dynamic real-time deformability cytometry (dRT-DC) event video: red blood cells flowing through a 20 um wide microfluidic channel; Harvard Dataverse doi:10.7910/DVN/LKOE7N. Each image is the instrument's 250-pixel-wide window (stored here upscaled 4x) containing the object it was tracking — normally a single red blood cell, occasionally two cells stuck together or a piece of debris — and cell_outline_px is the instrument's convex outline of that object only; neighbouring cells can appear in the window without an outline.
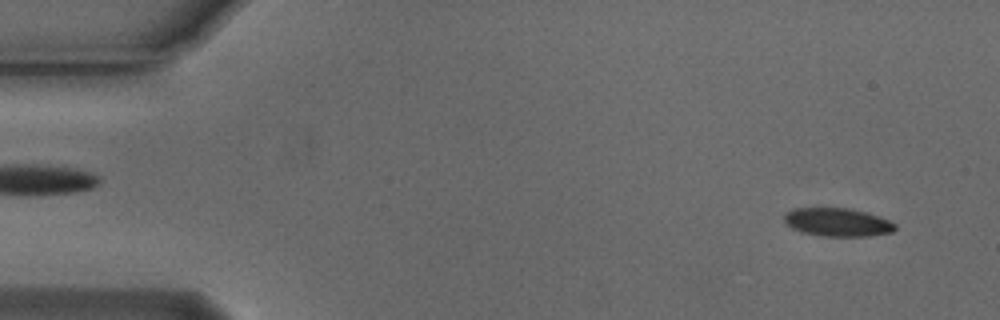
{"species": "Egyptian fruit bat (a non-hibernating species)", "species_latin": "Rousettus aegyptiacus", "temperature_condition": "cold", "stored_images_in_passage": 53, "camera_frame_rate_fps": 3000, "um_per_image_px": 0.085, "animal": {"sex": "male"}, "frame": {"image": 1, "passage_image": 3, "time_ms": 0.667, "image_size_px": [1000, 320], "cell_outline_px": [[896, 228], [892, 232], [868, 236], [820, 236], [800, 232], [792, 228], [784, 220], [784, 212], [792, 208], [852, 208], [868, 212], [888, 220], [896, 224]], "centroid_in_image_um": [71.17, 18.88], "position_along_channel_um": 13.8, "area_um2": 18.5}}
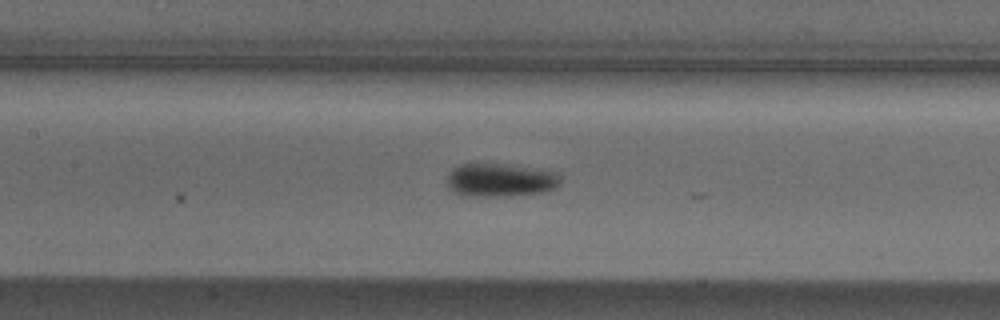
{"frame": {"image": 2, "passage_image": 24, "time_ms": 7.667, "image_size_px": [1000, 320], "cell_outline_px": [[560, 184], [556, 188], [544, 192], [504, 196], [468, 196], [456, 192], [448, 188], [448, 176], [452, 168], [468, 160], [556, 172], [560, 176]], "centroid_in_image_um": [42.47, 15.28], "position_along_channel_um": 164.9, "area_um2": 22.2}}
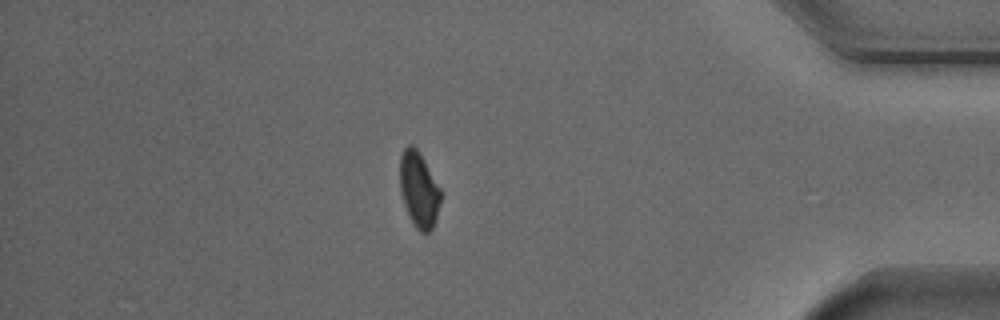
{"frame": {"image": 3, "passage_image": 46, "time_ms": 15.0, "image_size_px": [1000, 320], "cell_outline_px": [[440, 204], [432, 228], [428, 232], [420, 232], [416, 228], [404, 204], [400, 192], [400, 156], [404, 148], [408, 144], [412, 144], [416, 148], [424, 160], [440, 188]], "centroid_in_image_um": [35.59, 16.09], "position_along_channel_um": 399.6, "area_um2": 17.63}}